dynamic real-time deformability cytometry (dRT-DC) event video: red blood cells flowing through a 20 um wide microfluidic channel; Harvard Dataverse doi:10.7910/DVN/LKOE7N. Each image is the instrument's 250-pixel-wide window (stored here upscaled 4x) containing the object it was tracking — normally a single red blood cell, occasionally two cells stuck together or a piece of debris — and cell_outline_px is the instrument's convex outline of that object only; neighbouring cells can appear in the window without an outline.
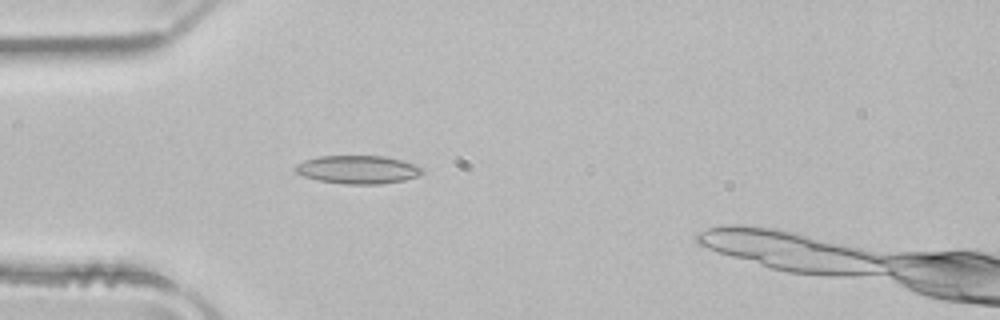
{"species": "common noctule bat (a hibernating species)", "species_latin": "Nyctalus noctula", "temperature_condition": "room temperature", "stored_images_in_passage": 39, "camera_frame_rate_fps": 3000, "um_per_image_px": 0.085, "animal": {"sex": "male", "body_mass_g": 21.5, "forearm_length_mm": 52.0}, "frame": {"image": 1, "passage_image": 6, "time_ms": 1.667, "image_size_px": [1000, 320], "cell_outline_px": [[424, 172], [420, 176], [404, 180], [380, 184], [344, 184], [316, 180], [304, 176], [296, 172], [292, 168], [296, 164], [304, 160], [316, 156], [384, 156], [400, 160], [412, 164], [420, 168]], "centroid_in_image_um": [30.36, 14.42], "position_along_channel_um": 54.6, "area_um2": 20.92}}
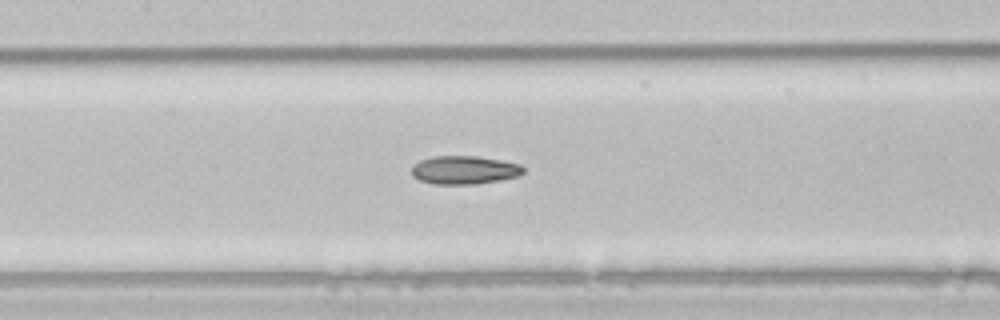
{"frame": {"image": 2, "passage_image": 15, "time_ms": 4.667, "image_size_px": [1000, 320], "cell_outline_px": [[524, 172], [520, 176], [500, 180], [476, 184], [432, 184], [420, 180], [412, 176], [412, 164], [420, 160], [432, 156], [476, 156], [500, 160], [520, 164], [524, 168]], "centroid_in_image_um": [39.46, 14.45], "position_along_channel_um": 167.9, "area_um2": 18.61}}
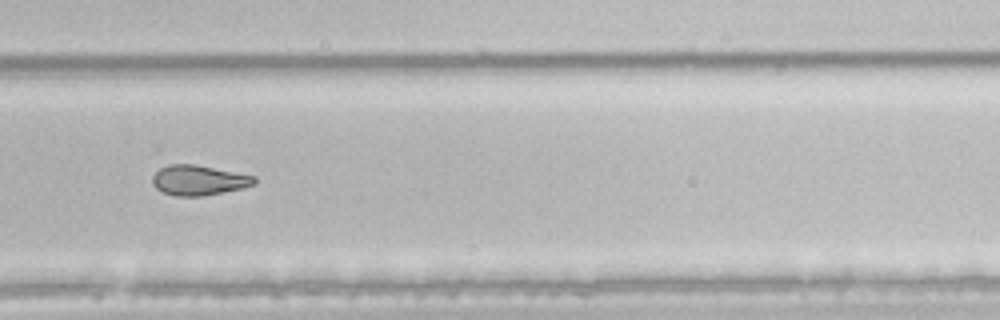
{"frame": {"image": 3, "passage_image": 26, "time_ms": 8.333, "image_size_px": [1000, 320], "cell_outline_px": [[256, 184], [244, 188], [204, 196], [176, 196], [164, 192], [156, 188], [152, 184], [152, 176], [160, 168], [168, 164], [196, 164], [256, 176]], "centroid_in_image_um": [16.91, 15.32], "position_along_channel_um": 312.9, "area_um2": 18.03}, "authors_computed_cell_mechanics": {"area_um2": 18.3804, "velocity_mm_per_s": 3.9747, "shape_relaxation_time_tau1_ms": null, "shape_relaxation_time_tau2_ms": 4.7394, "deformation_change_tau1": null, "deformation_change_tau2": 0.1214}}